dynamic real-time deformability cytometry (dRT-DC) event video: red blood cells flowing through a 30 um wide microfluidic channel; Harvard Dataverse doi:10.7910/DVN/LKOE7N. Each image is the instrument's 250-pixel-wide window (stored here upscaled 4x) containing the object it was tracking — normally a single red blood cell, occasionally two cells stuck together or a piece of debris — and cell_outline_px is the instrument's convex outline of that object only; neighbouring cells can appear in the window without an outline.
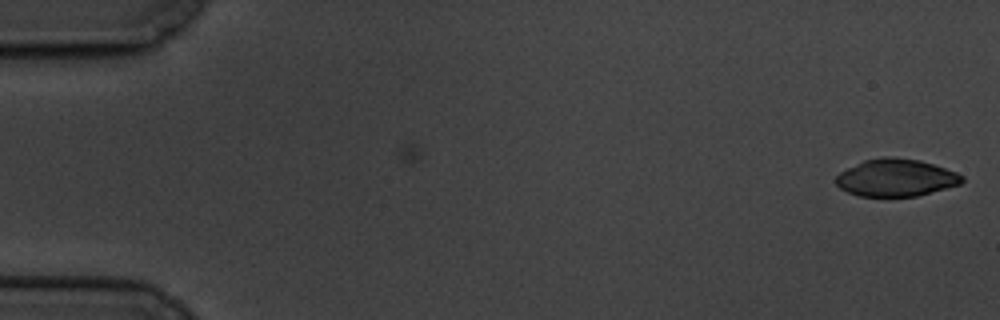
{"species": "common noctule bat (a hibernating species)", "species_latin": "Nyctalus noctula", "temperature_condition": "cold", "stored_images_in_passage": 2, "camera_frame_rate_fps": 3000, "um_per_image_px": 0.085, "animal": {"sex": "male", "body_mass_g": 19.5, "forearm_length_mm": 54.6}, "frame": {"image": 1, "passage_image": 2, "time_ms": 2.0, "image_size_px": [1000, 320], "cell_outline_px": [[964, 180], [960, 184], [916, 196], [860, 196], [848, 192], [840, 188], [836, 184], [836, 176], [840, 172], [864, 160], [884, 156], [892, 156], [920, 160], [956, 172], [964, 176]], "centroid_in_image_um": [76.15, 15.09], "position_along_channel_um": 8.9, "area_um2": 27.28}}